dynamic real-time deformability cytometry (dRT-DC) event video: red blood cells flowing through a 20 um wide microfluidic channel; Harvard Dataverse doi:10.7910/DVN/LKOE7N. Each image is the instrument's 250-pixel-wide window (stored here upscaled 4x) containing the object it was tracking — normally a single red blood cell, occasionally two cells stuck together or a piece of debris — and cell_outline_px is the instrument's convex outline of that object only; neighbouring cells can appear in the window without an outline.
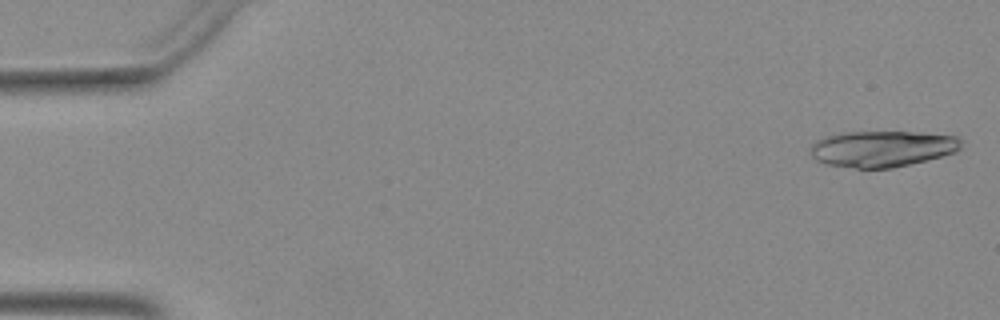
{"species": "Egyptian fruit bat (a non-hibernating species)", "species_latin": "Rousettus aegyptiacus", "temperature_condition": "warm", "stored_images_in_passage": 12, "camera_frame_rate_fps": 3000, "um_per_image_px": 0.085, "animal": {"sex": "female"}, "frame": {"image": 1, "passage_image": 1, "time_ms": 0.0, "image_size_px": [1000, 320], "cell_outline_px": [[964, 140], [960, 148], [956, 152], [928, 160], [892, 168], [856, 168], [824, 164], [816, 160], [808, 152], [812, 144], [816, 140], [828, 136], [844, 132], [920, 132], [956, 136]], "centroid_in_image_um": [75.0, 12.64], "position_along_channel_um": 10.0, "area_um2": 32.02}}